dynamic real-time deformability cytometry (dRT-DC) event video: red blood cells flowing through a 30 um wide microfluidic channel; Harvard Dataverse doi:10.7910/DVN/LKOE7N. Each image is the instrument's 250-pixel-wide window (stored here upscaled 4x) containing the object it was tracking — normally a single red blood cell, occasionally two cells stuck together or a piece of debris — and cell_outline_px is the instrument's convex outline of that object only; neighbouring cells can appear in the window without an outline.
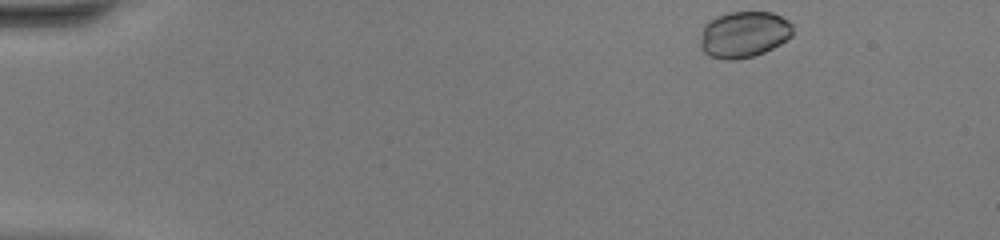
{"species": "common noctule bat (a hibernating species)", "species_latin": "Nyctalus noctula", "temperature_condition": "warm", "stored_images_in_passage": 42, "camera_frame_rate_fps": 3000, "um_per_image_px": 0.085, "animal": {"sex": "female", "body_mass_g": 20.0, "forearm_length_mm": 54.0}, "frame": {"image": 1, "passage_image": 1, "time_ms": 0.0, "image_size_px": [1000, 240], "cell_outline_px": [[792, 36], [780, 44], [764, 52], [752, 56], [736, 60], [724, 60], [708, 56], [700, 48], [700, 40], [704, 24], [708, 20], [716, 16], [728, 12], [772, 12], [788, 20], [792, 24]], "centroid_in_image_um": [63.2, 2.93], "position_along_channel_um": 21.8, "area_um2": 25.2}}
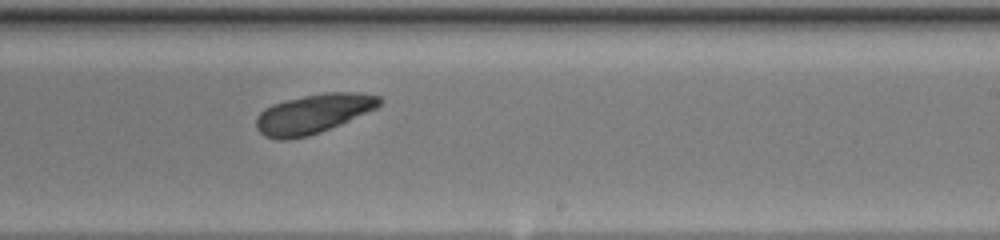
{"frame": {"image": 2, "passage_image": 25, "time_ms": 8.0, "image_size_px": [1000, 240], "cell_outline_px": [[384, 100], [376, 108], [340, 124], [320, 132], [308, 136], [288, 140], [276, 140], [264, 136], [256, 128], [256, 116], [264, 108], [272, 104], [304, 96], [324, 92], [356, 92], [380, 96]], "centroid_in_image_um": [26.6, 9.67], "position_along_channel_um": 262.4, "area_um2": 28.26}}
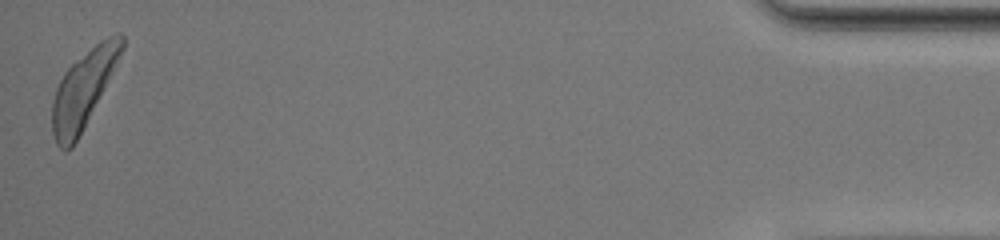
{"frame": {"image": 3, "passage_image": 42, "time_ms": 13.667, "image_size_px": [1000, 240], "cell_outline_px": [[124, 48], [108, 80], [72, 148], [64, 152], [56, 144], [52, 132], [52, 100], [56, 88], [64, 72], [72, 64], [100, 40], [116, 32], [120, 32], [124, 36]], "centroid_in_image_um": [7.06, 7.57], "position_along_channel_um": 428.1, "area_um2": 30.4}}